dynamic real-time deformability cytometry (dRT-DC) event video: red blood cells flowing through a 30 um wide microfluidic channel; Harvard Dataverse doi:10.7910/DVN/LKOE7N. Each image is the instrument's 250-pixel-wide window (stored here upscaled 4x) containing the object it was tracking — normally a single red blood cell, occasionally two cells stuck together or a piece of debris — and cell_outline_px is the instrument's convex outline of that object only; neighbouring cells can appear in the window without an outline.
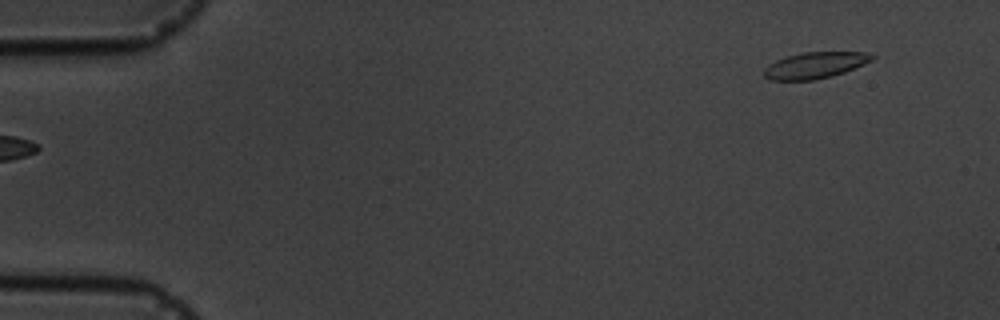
{"species": "common noctule bat (a hibernating species)", "species_latin": "Nyctalus noctula", "temperature_condition": "cold", "stored_images_in_passage": 6, "camera_frame_rate_fps": 3000, "um_per_image_px": 0.085, "animal": {"sex": "male", "body_mass_g": 19.5, "forearm_length_mm": 54.6}, "frame": {"image": 1, "passage_image": 6, "time_ms": 6.0, "image_size_px": [1000, 320], "cell_outline_px": [[876, 56], [872, 60], [844, 72], [832, 76], [812, 80], [772, 80], [764, 76], [764, 68], [768, 64], [776, 60], [788, 56], [804, 52], [864, 52]], "centroid_in_image_um": [69.25, 5.54], "position_along_channel_um": 15.7, "area_um2": 16.36}}